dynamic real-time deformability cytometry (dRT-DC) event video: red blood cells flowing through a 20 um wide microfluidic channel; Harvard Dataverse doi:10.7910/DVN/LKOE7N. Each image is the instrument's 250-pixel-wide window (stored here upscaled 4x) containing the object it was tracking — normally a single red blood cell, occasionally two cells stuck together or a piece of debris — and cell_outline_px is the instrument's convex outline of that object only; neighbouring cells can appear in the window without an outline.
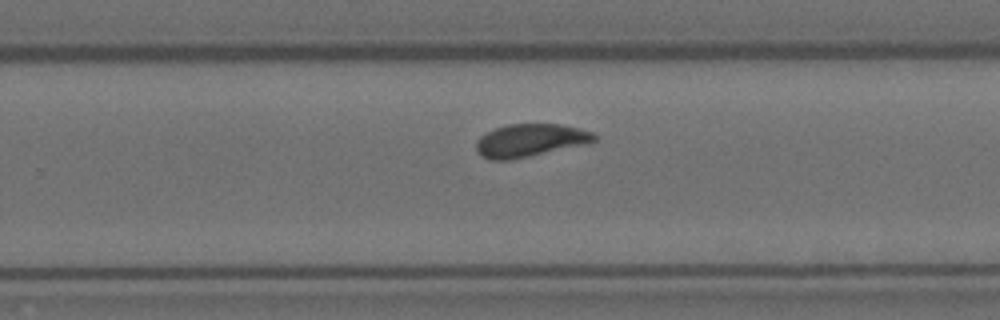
{"species": "Egyptian fruit bat (a non-hibernating species)", "species_latin": "Rousettus aegyptiacus", "temperature_condition": "room temperature", "stored_images_in_passage": 8, "segment_of_instrument_passage": [2, 2], "camera_frame_rate_fps": 3000, "um_per_image_px": 0.085, "animal": {"sex": "female"}, "frame": {"image": 1, "passage_image": 8, "time_ms": 2.333, "image_size_px": [1000, 320], "cell_outline_px": [[596, 140], [588, 144], [508, 160], [488, 160], [480, 156], [476, 152], [476, 140], [480, 136], [496, 128], [508, 124], [560, 124], [580, 128], [592, 132], [596, 136]], "centroid_in_image_um": [45.04, 11.93], "position_along_channel_um": 284.8, "area_um2": 22.66}}